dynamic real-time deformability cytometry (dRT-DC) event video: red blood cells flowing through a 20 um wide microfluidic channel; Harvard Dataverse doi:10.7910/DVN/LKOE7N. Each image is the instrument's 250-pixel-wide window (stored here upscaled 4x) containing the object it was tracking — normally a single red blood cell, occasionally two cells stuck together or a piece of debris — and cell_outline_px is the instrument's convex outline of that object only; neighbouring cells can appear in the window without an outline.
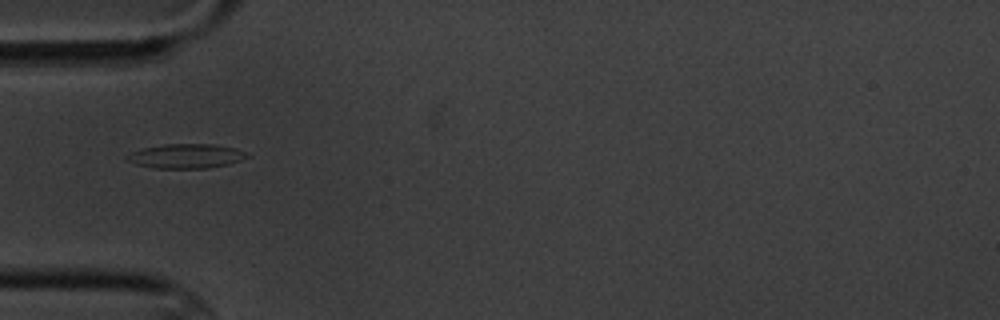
{"species": "common noctule bat (a hibernating species)", "species_latin": "Nyctalus noctula", "temperature_condition": "cold", "stored_images_in_passage": 11, "camera_frame_rate_fps": 3000, "um_per_image_px": 0.085, "animal": {"sex": "male", "body_mass_g": 20.1, "forearm_length_mm": 53.5}, "frame": {"image": 1, "passage_image": 1, "time_ms": 0.0, "image_size_px": [1000, 320], "cell_outline_px": [[252, 156], [228, 164], [208, 168], [152, 168], [136, 164], [124, 160], [124, 156], [132, 152], [144, 148], [164, 144], [212, 144], [236, 148]], "centroid_in_image_um": [15.79, 13.27], "position_along_channel_um": 69.2, "area_um2": 17.11}}
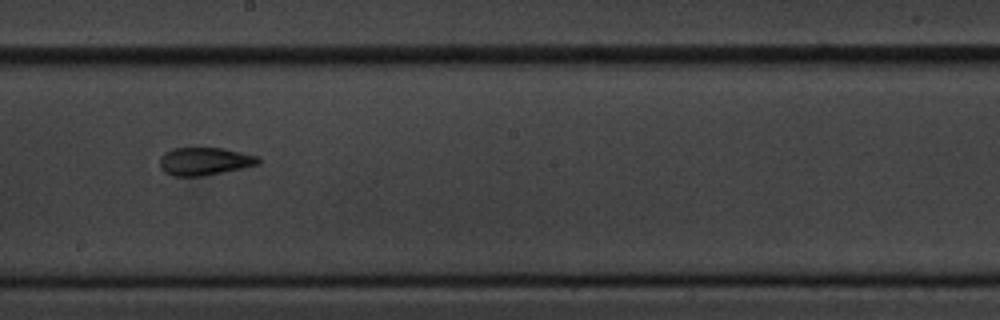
{"frame": {"image": 2, "passage_image": 5, "time_ms": 4.667, "image_size_px": [1000, 320], "cell_outline_px": [[260, 164], [200, 176], [176, 176], [164, 172], [160, 168], [160, 156], [164, 152], [172, 148], [224, 148], [260, 156]], "centroid_in_image_um": [17.38, 13.69], "position_along_channel_um": 230.8, "area_um2": 15.95}}
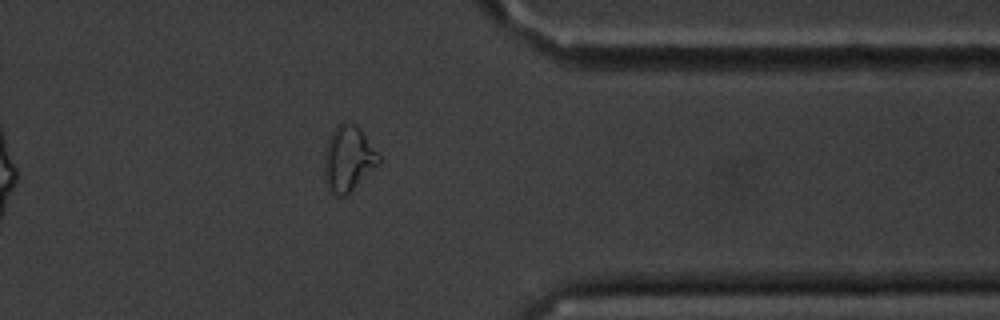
{"frame": {"image": 3, "passage_image": 9, "time_ms": 9.333, "image_size_px": [1000, 320], "cell_outline_px": [[380, 164], [344, 196], [336, 196], [332, 192], [324, 176], [324, 152], [328, 140], [336, 124], [344, 120], [356, 124], [360, 128], [380, 156]], "centroid_in_image_um": [29.6, 13.43], "position_along_channel_um": 381.8, "area_um2": 20.75}, "authors_computed_cell_mechanics": {"area_um2": 16.0684, "velocity_mm_per_s": 3.4376, "shape_relaxation_time_tau1_ms": 3.3211, "shape_relaxation_time_tau2_ms": 1.8946, "deformation_change_tau1": 0.1662, "deformation_change_tau2": 0.1027}}